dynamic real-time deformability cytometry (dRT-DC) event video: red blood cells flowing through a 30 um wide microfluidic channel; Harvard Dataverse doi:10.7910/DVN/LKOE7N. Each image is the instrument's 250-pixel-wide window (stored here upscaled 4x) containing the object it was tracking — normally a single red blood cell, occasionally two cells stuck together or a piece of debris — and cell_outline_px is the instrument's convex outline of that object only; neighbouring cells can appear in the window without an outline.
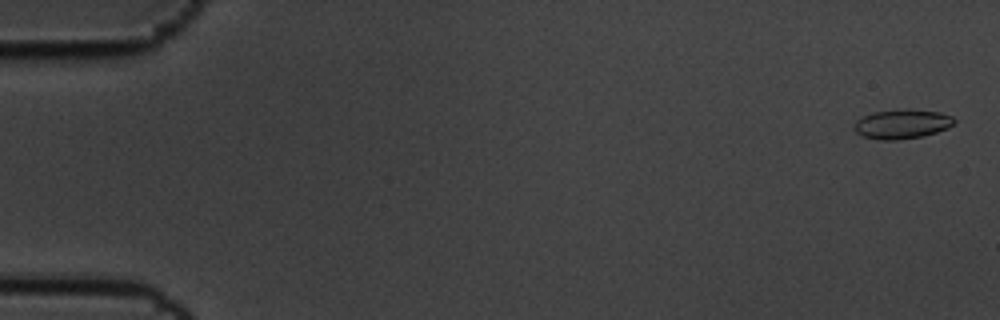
{"species": "common noctule bat (a hibernating species)", "species_latin": "Nyctalus noctula", "temperature_condition": "cold", "stored_images_in_passage": 59, "camera_frame_rate_fps": 3000, "um_per_image_px": 0.085, "animal": {"sex": "male", "body_mass_g": 19.5, "forearm_length_mm": 54.6}, "frame": {"image": 1, "passage_image": 2, "time_ms": 0.333, "image_size_px": [1000, 320], "cell_outline_px": [[956, 120], [948, 128], [924, 136], [896, 140], [880, 140], [864, 136], [856, 132], [852, 128], [856, 120], [872, 112], [908, 108], [940, 112], [952, 116]], "centroid_in_image_um": [76.67, 10.53], "position_along_channel_um": 8.3, "area_um2": 17.28}}
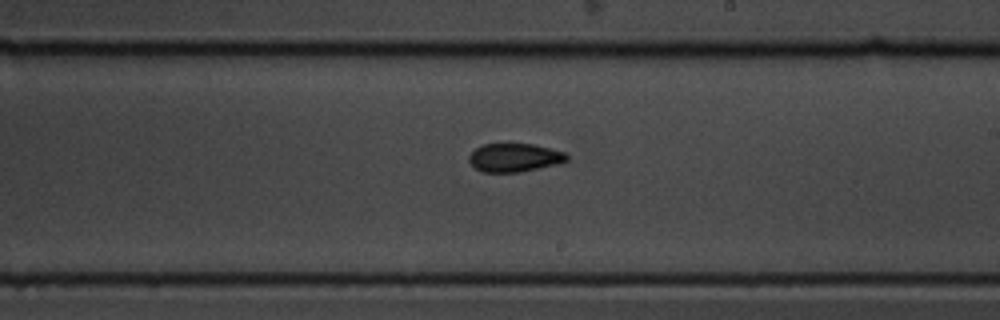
{"frame": {"image": 2, "passage_image": 35, "time_ms": 11.333, "image_size_px": [1000, 320], "cell_outline_px": [[568, 160], [556, 164], [540, 168], [520, 172], [480, 172], [468, 160], [468, 156], [476, 148], [484, 144], [532, 144], [564, 152], [568, 156]], "centroid_in_image_um": [43.71, 13.4], "position_along_channel_um": 245.3, "area_um2": 16.07}}
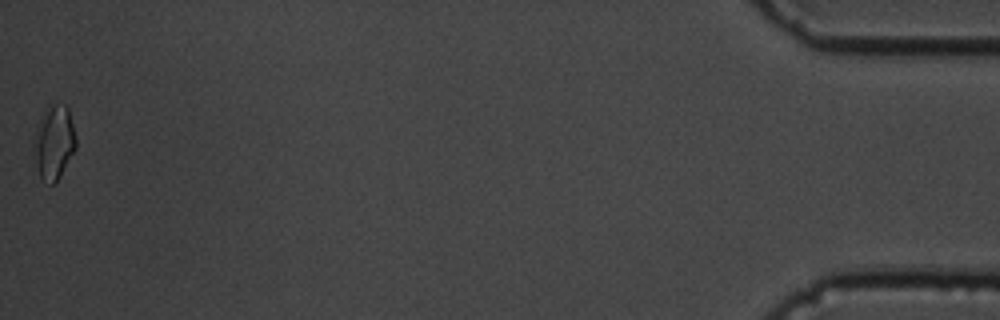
{"frame": {"image": 3, "passage_image": 59, "time_ms": 19.333, "image_size_px": [1000, 320], "cell_outline_px": [[76, 148], [60, 176], [52, 184], [40, 180], [32, 144], [32, 140], [36, 128], [44, 108], [52, 104], [64, 104], [68, 108], [76, 136]], "centroid_in_image_um": [4.57, 12.08], "position_along_channel_um": 430.6, "area_um2": 18.32}, "authors_computed_cell_mechanics": {"area_um2": 16.473, "velocity_mm_per_s": 3.4608, "shape_relaxation_time_tau1_ms": 5.3783, "shape_relaxation_time_tau2_ms": 1.8568, "deformation_change_tau1": 0.1164, "deformation_change_tau2": 0.0682}}